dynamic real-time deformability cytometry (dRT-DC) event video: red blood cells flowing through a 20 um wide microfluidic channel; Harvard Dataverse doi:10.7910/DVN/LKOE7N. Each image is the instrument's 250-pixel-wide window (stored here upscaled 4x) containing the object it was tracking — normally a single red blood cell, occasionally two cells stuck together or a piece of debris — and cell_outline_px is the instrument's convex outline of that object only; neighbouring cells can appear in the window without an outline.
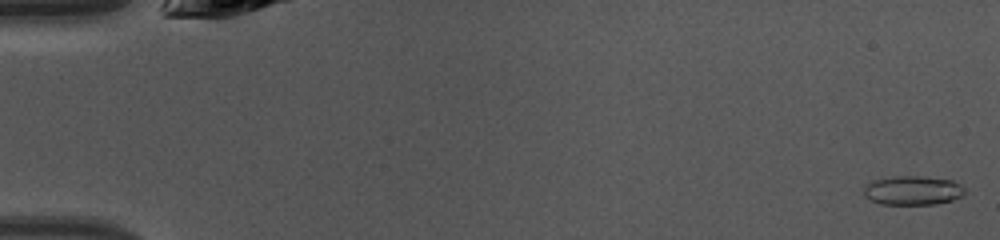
{"species": "common noctule bat (a hibernating species)", "species_latin": "Nyctalus noctula", "temperature_condition": "warm", "stored_images_in_passage": 1, "camera_frame_rate_fps": 3000, "um_per_image_px": 0.085, "animal": {"sex": "female", "body_mass_g": 10.0, "forearm_length_mm": 53.1}, "frame": {"image": 1, "passage_image": 1, "time_ms": 0.0, "image_size_px": [1000, 240], "cell_outline_px": [[952, 196], [948, 200], [924, 204], [892, 204], [876, 200], [884, 180], [944, 180], [952, 184]], "centroid_in_image_um": [77.75, 16.3], "position_along_channel_um": 7.2, "area_um2": 11.73}}